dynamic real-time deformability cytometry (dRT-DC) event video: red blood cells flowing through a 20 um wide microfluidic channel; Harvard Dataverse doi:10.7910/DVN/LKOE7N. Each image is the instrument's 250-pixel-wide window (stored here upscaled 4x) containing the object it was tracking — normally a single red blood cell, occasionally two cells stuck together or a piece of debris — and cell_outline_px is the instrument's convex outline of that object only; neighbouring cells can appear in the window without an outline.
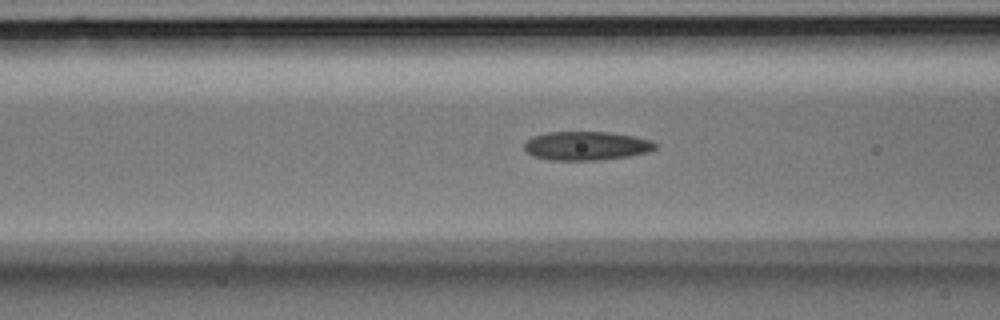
{"species": "Egyptian fruit bat (a non-hibernating species)", "species_latin": "Rousettus aegyptiacus", "temperature_condition": "room temperature", "stored_images_in_passage": 23, "camera_frame_rate_fps": 3000, "um_per_image_px": 0.085, "animal": {"sex": "male"}, "frame": {"image": 1, "passage_image": 5, "time_ms": 1.333, "image_size_px": [1000, 320], "cell_outline_px": [[656, 148], [648, 152], [628, 156], [596, 160], [552, 160], [532, 156], [524, 148], [524, 140], [532, 136], [548, 132], [612, 132], [652, 140], [656, 144]], "centroid_in_image_um": [49.81, 12.39], "position_along_channel_um": 116.8, "area_um2": 22.02}}
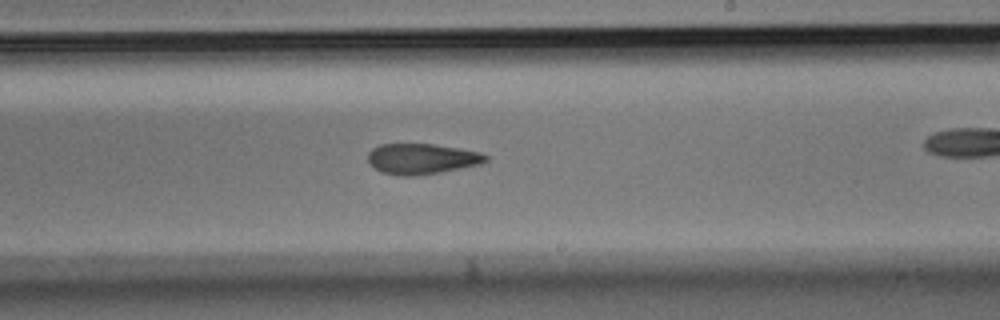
{"frame": {"image": 2, "passage_image": 14, "time_ms": 4.333, "image_size_px": [1000, 320], "cell_outline_px": [[488, 160], [480, 164], [440, 172], [416, 176], [396, 176], [380, 172], [368, 164], [368, 152], [372, 148], [380, 144], [432, 144], [460, 148], [480, 152], [488, 156]], "centroid_in_image_um": [35.81, 13.51], "position_along_channel_um": 253.2, "area_um2": 21.21}}
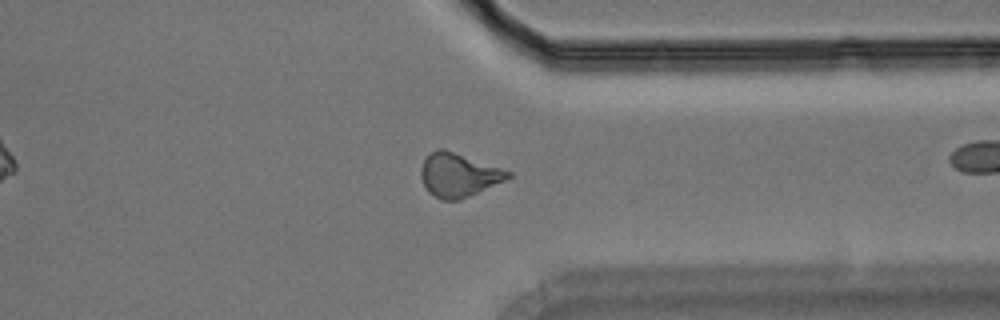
{"frame": {"image": 3, "passage_image": 22, "time_ms": 7.0, "image_size_px": [1000, 320], "cell_outline_px": [[512, 176], [504, 180], [460, 200], [440, 200], [428, 192], [420, 176], [420, 168], [424, 160], [432, 152], [440, 148], [444, 148], [512, 172]], "centroid_in_image_um": [38.94, 14.88], "position_along_channel_um": 372.5, "area_um2": 21.91}}